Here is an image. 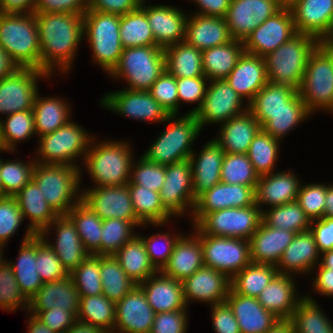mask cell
Returning a JSON list of instances; mask_svg holds the SVG:
<instances>
[{
	"label": "cell",
	"instance_id": "72",
	"mask_svg": "<svg viewBox=\"0 0 333 333\" xmlns=\"http://www.w3.org/2000/svg\"><path fill=\"white\" fill-rule=\"evenodd\" d=\"M140 4L141 0H89L88 10L122 16L136 10Z\"/></svg>",
	"mask_w": 333,
	"mask_h": 333
},
{
	"label": "cell",
	"instance_id": "77",
	"mask_svg": "<svg viewBox=\"0 0 333 333\" xmlns=\"http://www.w3.org/2000/svg\"><path fill=\"white\" fill-rule=\"evenodd\" d=\"M66 333H110L106 329L76 320Z\"/></svg>",
	"mask_w": 333,
	"mask_h": 333
},
{
	"label": "cell",
	"instance_id": "36",
	"mask_svg": "<svg viewBox=\"0 0 333 333\" xmlns=\"http://www.w3.org/2000/svg\"><path fill=\"white\" fill-rule=\"evenodd\" d=\"M299 181L294 174L281 172L259 176L255 189V203H269L272 207L297 200Z\"/></svg>",
	"mask_w": 333,
	"mask_h": 333
},
{
	"label": "cell",
	"instance_id": "78",
	"mask_svg": "<svg viewBox=\"0 0 333 333\" xmlns=\"http://www.w3.org/2000/svg\"><path fill=\"white\" fill-rule=\"evenodd\" d=\"M18 68L2 47H0V80Z\"/></svg>",
	"mask_w": 333,
	"mask_h": 333
},
{
	"label": "cell",
	"instance_id": "48",
	"mask_svg": "<svg viewBox=\"0 0 333 333\" xmlns=\"http://www.w3.org/2000/svg\"><path fill=\"white\" fill-rule=\"evenodd\" d=\"M119 33L123 48L156 46L146 13L140 6L120 17Z\"/></svg>",
	"mask_w": 333,
	"mask_h": 333
},
{
	"label": "cell",
	"instance_id": "59",
	"mask_svg": "<svg viewBox=\"0 0 333 333\" xmlns=\"http://www.w3.org/2000/svg\"><path fill=\"white\" fill-rule=\"evenodd\" d=\"M37 273L42 282L57 281L69 276L56 253L45 241L44 236L36 235Z\"/></svg>",
	"mask_w": 333,
	"mask_h": 333
},
{
	"label": "cell",
	"instance_id": "22",
	"mask_svg": "<svg viewBox=\"0 0 333 333\" xmlns=\"http://www.w3.org/2000/svg\"><path fill=\"white\" fill-rule=\"evenodd\" d=\"M154 316L143 289L136 285L116 303L114 326L121 333H150Z\"/></svg>",
	"mask_w": 333,
	"mask_h": 333
},
{
	"label": "cell",
	"instance_id": "21",
	"mask_svg": "<svg viewBox=\"0 0 333 333\" xmlns=\"http://www.w3.org/2000/svg\"><path fill=\"white\" fill-rule=\"evenodd\" d=\"M110 110L142 120L170 121L175 115H168L149 91L126 89L110 93L102 100Z\"/></svg>",
	"mask_w": 333,
	"mask_h": 333
},
{
	"label": "cell",
	"instance_id": "10",
	"mask_svg": "<svg viewBox=\"0 0 333 333\" xmlns=\"http://www.w3.org/2000/svg\"><path fill=\"white\" fill-rule=\"evenodd\" d=\"M298 94L309 112L333 106V64L319 46L309 57Z\"/></svg>",
	"mask_w": 333,
	"mask_h": 333
},
{
	"label": "cell",
	"instance_id": "76",
	"mask_svg": "<svg viewBox=\"0 0 333 333\" xmlns=\"http://www.w3.org/2000/svg\"><path fill=\"white\" fill-rule=\"evenodd\" d=\"M319 266V274L314 281V286L321 294L331 296L333 295V270L324 268L321 264Z\"/></svg>",
	"mask_w": 333,
	"mask_h": 333
},
{
	"label": "cell",
	"instance_id": "55",
	"mask_svg": "<svg viewBox=\"0 0 333 333\" xmlns=\"http://www.w3.org/2000/svg\"><path fill=\"white\" fill-rule=\"evenodd\" d=\"M259 175L247 154L225 153L222 168L221 182L227 184H239L256 189Z\"/></svg>",
	"mask_w": 333,
	"mask_h": 333
},
{
	"label": "cell",
	"instance_id": "65",
	"mask_svg": "<svg viewBox=\"0 0 333 333\" xmlns=\"http://www.w3.org/2000/svg\"><path fill=\"white\" fill-rule=\"evenodd\" d=\"M23 215L15 197H0V242L6 240L18 229Z\"/></svg>",
	"mask_w": 333,
	"mask_h": 333
},
{
	"label": "cell",
	"instance_id": "79",
	"mask_svg": "<svg viewBox=\"0 0 333 333\" xmlns=\"http://www.w3.org/2000/svg\"><path fill=\"white\" fill-rule=\"evenodd\" d=\"M266 333H295L290 319H280Z\"/></svg>",
	"mask_w": 333,
	"mask_h": 333
},
{
	"label": "cell",
	"instance_id": "17",
	"mask_svg": "<svg viewBox=\"0 0 333 333\" xmlns=\"http://www.w3.org/2000/svg\"><path fill=\"white\" fill-rule=\"evenodd\" d=\"M206 88L201 107L194 113L200 128L204 123H214L243 114L242 97L230 86L226 79L213 80Z\"/></svg>",
	"mask_w": 333,
	"mask_h": 333
},
{
	"label": "cell",
	"instance_id": "19",
	"mask_svg": "<svg viewBox=\"0 0 333 333\" xmlns=\"http://www.w3.org/2000/svg\"><path fill=\"white\" fill-rule=\"evenodd\" d=\"M287 5L297 33L318 40L333 35V0H290Z\"/></svg>",
	"mask_w": 333,
	"mask_h": 333
},
{
	"label": "cell",
	"instance_id": "43",
	"mask_svg": "<svg viewBox=\"0 0 333 333\" xmlns=\"http://www.w3.org/2000/svg\"><path fill=\"white\" fill-rule=\"evenodd\" d=\"M276 267L251 262L230 278V290L239 295L257 298L278 273L287 274Z\"/></svg>",
	"mask_w": 333,
	"mask_h": 333
},
{
	"label": "cell",
	"instance_id": "66",
	"mask_svg": "<svg viewBox=\"0 0 333 333\" xmlns=\"http://www.w3.org/2000/svg\"><path fill=\"white\" fill-rule=\"evenodd\" d=\"M159 235V236H158ZM156 236V238H155ZM145 245L146 252L148 254L149 260L151 264L154 266V268L158 271V273L164 268V266L168 263L169 257L171 256L173 252V248L179 237L176 238H169L168 234H157L154 236H151L149 239H145L140 237ZM163 239L164 247L158 244L159 241L157 239ZM158 244V245H156ZM166 246V247H165ZM163 248V249H162ZM162 250V251H160ZM164 250V251H163ZM160 258V261L158 262V259Z\"/></svg>",
	"mask_w": 333,
	"mask_h": 333
},
{
	"label": "cell",
	"instance_id": "74",
	"mask_svg": "<svg viewBox=\"0 0 333 333\" xmlns=\"http://www.w3.org/2000/svg\"><path fill=\"white\" fill-rule=\"evenodd\" d=\"M201 10L204 11L197 13L205 16H217V17H225L227 11L230 7L232 0H195Z\"/></svg>",
	"mask_w": 333,
	"mask_h": 333
},
{
	"label": "cell",
	"instance_id": "9",
	"mask_svg": "<svg viewBox=\"0 0 333 333\" xmlns=\"http://www.w3.org/2000/svg\"><path fill=\"white\" fill-rule=\"evenodd\" d=\"M248 207L226 208L206 213L195 226L202 234L250 240L262 222V211Z\"/></svg>",
	"mask_w": 333,
	"mask_h": 333
},
{
	"label": "cell",
	"instance_id": "63",
	"mask_svg": "<svg viewBox=\"0 0 333 333\" xmlns=\"http://www.w3.org/2000/svg\"><path fill=\"white\" fill-rule=\"evenodd\" d=\"M22 302L28 307L29 300L21 292L10 263L5 262L0 267V307L15 310Z\"/></svg>",
	"mask_w": 333,
	"mask_h": 333
},
{
	"label": "cell",
	"instance_id": "32",
	"mask_svg": "<svg viewBox=\"0 0 333 333\" xmlns=\"http://www.w3.org/2000/svg\"><path fill=\"white\" fill-rule=\"evenodd\" d=\"M51 224L57 227L56 245H50L63 267L70 274L89 255L82 244L72 220L67 215H58Z\"/></svg>",
	"mask_w": 333,
	"mask_h": 333
},
{
	"label": "cell",
	"instance_id": "5",
	"mask_svg": "<svg viewBox=\"0 0 333 333\" xmlns=\"http://www.w3.org/2000/svg\"><path fill=\"white\" fill-rule=\"evenodd\" d=\"M165 69L164 49L158 46H138L123 49L111 74L125 76L130 90L148 91Z\"/></svg>",
	"mask_w": 333,
	"mask_h": 333
},
{
	"label": "cell",
	"instance_id": "50",
	"mask_svg": "<svg viewBox=\"0 0 333 333\" xmlns=\"http://www.w3.org/2000/svg\"><path fill=\"white\" fill-rule=\"evenodd\" d=\"M115 313L116 304L103 294L80 297L77 320L99 326L112 333L111 328L115 329Z\"/></svg>",
	"mask_w": 333,
	"mask_h": 333
},
{
	"label": "cell",
	"instance_id": "54",
	"mask_svg": "<svg viewBox=\"0 0 333 333\" xmlns=\"http://www.w3.org/2000/svg\"><path fill=\"white\" fill-rule=\"evenodd\" d=\"M278 140L263 129L253 138L246 154L259 176L270 174L273 170L278 153Z\"/></svg>",
	"mask_w": 333,
	"mask_h": 333
},
{
	"label": "cell",
	"instance_id": "53",
	"mask_svg": "<svg viewBox=\"0 0 333 333\" xmlns=\"http://www.w3.org/2000/svg\"><path fill=\"white\" fill-rule=\"evenodd\" d=\"M305 103L297 93L286 107L279 112L269 115V120L261 127L266 133L273 138L280 139L292 127L294 128L299 122L309 115Z\"/></svg>",
	"mask_w": 333,
	"mask_h": 333
},
{
	"label": "cell",
	"instance_id": "18",
	"mask_svg": "<svg viewBox=\"0 0 333 333\" xmlns=\"http://www.w3.org/2000/svg\"><path fill=\"white\" fill-rule=\"evenodd\" d=\"M159 193L163 207L170 214H181L187 202L194 209L196 198L189 159L165 166V181Z\"/></svg>",
	"mask_w": 333,
	"mask_h": 333
},
{
	"label": "cell",
	"instance_id": "31",
	"mask_svg": "<svg viewBox=\"0 0 333 333\" xmlns=\"http://www.w3.org/2000/svg\"><path fill=\"white\" fill-rule=\"evenodd\" d=\"M202 150L196 162L193 153L189 158L195 198L221 182V168L225 155V152L215 140L207 143Z\"/></svg>",
	"mask_w": 333,
	"mask_h": 333
},
{
	"label": "cell",
	"instance_id": "14",
	"mask_svg": "<svg viewBox=\"0 0 333 333\" xmlns=\"http://www.w3.org/2000/svg\"><path fill=\"white\" fill-rule=\"evenodd\" d=\"M48 76L46 72L33 68H16L0 80V112L10 115L32 110L37 94V78Z\"/></svg>",
	"mask_w": 333,
	"mask_h": 333
},
{
	"label": "cell",
	"instance_id": "69",
	"mask_svg": "<svg viewBox=\"0 0 333 333\" xmlns=\"http://www.w3.org/2000/svg\"><path fill=\"white\" fill-rule=\"evenodd\" d=\"M186 309L157 313L150 333H185Z\"/></svg>",
	"mask_w": 333,
	"mask_h": 333
},
{
	"label": "cell",
	"instance_id": "51",
	"mask_svg": "<svg viewBox=\"0 0 333 333\" xmlns=\"http://www.w3.org/2000/svg\"><path fill=\"white\" fill-rule=\"evenodd\" d=\"M262 222L274 228L301 233L310 229L311 221L297 201L275 206L270 211L262 212Z\"/></svg>",
	"mask_w": 333,
	"mask_h": 333
},
{
	"label": "cell",
	"instance_id": "7",
	"mask_svg": "<svg viewBox=\"0 0 333 333\" xmlns=\"http://www.w3.org/2000/svg\"><path fill=\"white\" fill-rule=\"evenodd\" d=\"M89 149L85 154L86 165L97 187L123 186L129 182L133 164L126 144L105 142Z\"/></svg>",
	"mask_w": 333,
	"mask_h": 333
},
{
	"label": "cell",
	"instance_id": "52",
	"mask_svg": "<svg viewBox=\"0 0 333 333\" xmlns=\"http://www.w3.org/2000/svg\"><path fill=\"white\" fill-rule=\"evenodd\" d=\"M290 321L295 333H333L330 321L309 297L298 302Z\"/></svg>",
	"mask_w": 333,
	"mask_h": 333
},
{
	"label": "cell",
	"instance_id": "68",
	"mask_svg": "<svg viewBox=\"0 0 333 333\" xmlns=\"http://www.w3.org/2000/svg\"><path fill=\"white\" fill-rule=\"evenodd\" d=\"M89 0H36L34 13H69L84 15Z\"/></svg>",
	"mask_w": 333,
	"mask_h": 333
},
{
	"label": "cell",
	"instance_id": "80",
	"mask_svg": "<svg viewBox=\"0 0 333 333\" xmlns=\"http://www.w3.org/2000/svg\"><path fill=\"white\" fill-rule=\"evenodd\" d=\"M29 332L28 333H56L52 331L49 327L43 324L36 316L31 315L29 319Z\"/></svg>",
	"mask_w": 333,
	"mask_h": 333
},
{
	"label": "cell",
	"instance_id": "42",
	"mask_svg": "<svg viewBox=\"0 0 333 333\" xmlns=\"http://www.w3.org/2000/svg\"><path fill=\"white\" fill-rule=\"evenodd\" d=\"M166 70L175 78L205 77L202 51L185 41L164 49Z\"/></svg>",
	"mask_w": 333,
	"mask_h": 333
},
{
	"label": "cell",
	"instance_id": "23",
	"mask_svg": "<svg viewBox=\"0 0 333 333\" xmlns=\"http://www.w3.org/2000/svg\"><path fill=\"white\" fill-rule=\"evenodd\" d=\"M184 299L212 302V305L225 302L230 290V278L211 267L202 266L182 281Z\"/></svg>",
	"mask_w": 333,
	"mask_h": 333
},
{
	"label": "cell",
	"instance_id": "62",
	"mask_svg": "<svg viewBox=\"0 0 333 333\" xmlns=\"http://www.w3.org/2000/svg\"><path fill=\"white\" fill-rule=\"evenodd\" d=\"M326 191L327 186L322 184H309L299 188L296 201L310 219L311 225L315 219L324 217Z\"/></svg>",
	"mask_w": 333,
	"mask_h": 333
},
{
	"label": "cell",
	"instance_id": "11",
	"mask_svg": "<svg viewBox=\"0 0 333 333\" xmlns=\"http://www.w3.org/2000/svg\"><path fill=\"white\" fill-rule=\"evenodd\" d=\"M196 230L201 240L204 266L231 278L251 263L249 240L244 242L242 238L209 236Z\"/></svg>",
	"mask_w": 333,
	"mask_h": 333
},
{
	"label": "cell",
	"instance_id": "27",
	"mask_svg": "<svg viewBox=\"0 0 333 333\" xmlns=\"http://www.w3.org/2000/svg\"><path fill=\"white\" fill-rule=\"evenodd\" d=\"M232 40L224 17L196 14L187 20L184 41L200 51L224 45Z\"/></svg>",
	"mask_w": 333,
	"mask_h": 333
},
{
	"label": "cell",
	"instance_id": "56",
	"mask_svg": "<svg viewBox=\"0 0 333 333\" xmlns=\"http://www.w3.org/2000/svg\"><path fill=\"white\" fill-rule=\"evenodd\" d=\"M74 286L80 297L102 294V280L100 276V255L90 254L70 274Z\"/></svg>",
	"mask_w": 333,
	"mask_h": 333
},
{
	"label": "cell",
	"instance_id": "12",
	"mask_svg": "<svg viewBox=\"0 0 333 333\" xmlns=\"http://www.w3.org/2000/svg\"><path fill=\"white\" fill-rule=\"evenodd\" d=\"M296 34L291 9L285 4L245 38L244 51L264 58Z\"/></svg>",
	"mask_w": 333,
	"mask_h": 333
},
{
	"label": "cell",
	"instance_id": "30",
	"mask_svg": "<svg viewBox=\"0 0 333 333\" xmlns=\"http://www.w3.org/2000/svg\"><path fill=\"white\" fill-rule=\"evenodd\" d=\"M155 277L152 275L139 284L155 314L185 309L186 302L182 281L166 276L163 273L162 276ZM145 282H148V284Z\"/></svg>",
	"mask_w": 333,
	"mask_h": 333
},
{
	"label": "cell",
	"instance_id": "45",
	"mask_svg": "<svg viewBox=\"0 0 333 333\" xmlns=\"http://www.w3.org/2000/svg\"><path fill=\"white\" fill-rule=\"evenodd\" d=\"M74 223L85 249L92 255H100L102 222L81 200L66 214Z\"/></svg>",
	"mask_w": 333,
	"mask_h": 333
},
{
	"label": "cell",
	"instance_id": "60",
	"mask_svg": "<svg viewBox=\"0 0 333 333\" xmlns=\"http://www.w3.org/2000/svg\"><path fill=\"white\" fill-rule=\"evenodd\" d=\"M36 163L23 164L21 162H3L0 159V179L3 188V197H14L26 184L33 179Z\"/></svg>",
	"mask_w": 333,
	"mask_h": 333
},
{
	"label": "cell",
	"instance_id": "58",
	"mask_svg": "<svg viewBox=\"0 0 333 333\" xmlns=\"http://www.w3.org/2000/svg\"><path fill=\"white\" fill-rule=\"evenodd\" d=\"M134 222L122 219H105L102 222L100 255H114L126 242L135 236L131 233Z\"/></svg>",
	"mask_w": 333,
	"mask_h": 333
},
{
	"label": "cell",
	"instance_id": "47",
	"mask_svg": "<svg viewBox=\"0 0 333 333\" xmlns=\"http://www.w3.org/2000/svg\"><path fill=\"white\" fill-rule=\"evenodd\" d=\"M100 276L102 294L115 304L136 286L114 255H100Z\"/></svg>",
	"mask_w": 333,
	"mask_h": 333
},
{
	"label": "cell",
	"instance_id": "4",
	"mask_svg": "<svg viewBox=\"0 0 333 333\" xmlns=\"http://www.w3.org/2000/svg\"><path fill=\"white\" fill-rule=\"evenodd\" d=\"M79 170L76 165L45 164L36 162L33 180L41 190L46 202L58 215H66L73 206L81 201L71 203L78 191Z\"/></svg>",
	"mask_w": 333,
	"mask_h": 333
},
{
	"label": "cell",
	"instance_id": "13",
	"mask_svg": "<svg viewBox=\"0 0 333 333\" xmlns=\"http://www.w3.org/2000/svg\"><path fill=\"white\" fill-rule=\"evenodd\" d=\"M83 130L80 126L68 121L56 131L41 136L38 152L44 159L43 163L74 165L71 163L72 160L83 154L84 150L87 152L86 148L90 142Z\"/></svg>",
	"mask_w": 333,
	"mask_h": 333
},
{
	"label": "cell",
	"instance_id": "16",
	"mask_svg": "<svg viewBox=\"0 0 333 333\" xmlns=\"http://www.w3.org/2000/svg\"><path fill=\"white\" fill-rule=\"evenodd\" d=\"M81 200L102 220L117 218L142 224L135 215L128 184L88 189Z\"/></svg>",
	"mask_w": 333,
	"mask_h": 333
},
{
	"label": "cell",
	"instance_id": "71",
	"mask_svg": "<svg viewBox=\"0 0 333 333\" xmlns=\"http://www.w3.org/2000/svg\"><path fill=\"white\" fill-rule=\"evenodd\" d=\"M213 326L217 333H241L231 307L225 301L213 305Z\"/></svg>",
	"mask_w": 333,
	"mask_h": 333
},
{
	"label": "cell",
	"instance_id": "75",
	"mask_svg": "<svg viewBox=\"0 0 333 333\" xmlns=\"http://www.w3.org/2000/svg\"><path fill=\"white\" fill-rule=\"evenodd\" d=\"M36 0H0V13H34ZM30 8V9H29Z\"/></svg>",
	"mask_w": 333,
	"mask_h": 333
},
{
	"label": "cell",
	"instance_id": "39",
	"mask_svg": "<svg viewBox=\"0 0 333 333\" xmlns=\"http://www.w3.org/2000/svg\"><path fill=\"white\" fill-rule=\"evenodd\" d=\"M244 53L243 41L235 40L202 51L204 76L212 80H224L235 68Z\"/></svg>",
	"mask_w": 333,
	"mask_h": 333
},
{
	"label": "cell",
	"instance_id": "33",
	"mask_svg": "<svg viewBox=\"0 0 333 333\" xmlns=\"http://www.w3.org/2000/svg\"><path fill=\"white\" fill-rule=\"evenodd\" d=\"M244 112L224 122L220 138L215 139L225 153L246 154L261 129L253 114L249 110Z\"/></svg>",
	"mask_w": 333,
	"mask_h": 333
},
{
	"label": "cell",
	"instance_id": "8",
	"mask_svg": "<svg viewBox=\"0 0 333 333\" xmlns=\"http://www.w3.org/2000/svg\"><path fill=\"white\" fill-rule=\"evenodd\" d=\"M201 128L194 114L188 113L171 123L154 142L144 157L153 163L170 165L190 158L194 153L190 148Z\"/></svg>",
	"mask_w": 333,
	"mask_h": 333
},
{
	"label": "cell",
	"instance_id": "15",
	"mask_svg": "<svg viewBox=\"0 0 333 333\" xmlns=\"http://www.w3.org/2000/svg\"><path fill=\"white\" fill-rule=\"evenodd\" d=\"M284 5V0H232L224 17L232 38L244 41Z\"/></svg>",
	"mask_w": 333,
	"mask_h": 333
},
{
	"label": "cell",
	"instance_id": "49",
	"mask_svg": "<svg viewBox=\"0 0 333 333\" xmlns=\"http://www.w3.org/2000/svg\"><path fill=\"white\" fill-rule=\"evenodd\" d=\"M68 106L55 98H42L36 94L33 104L35 131L41 136L56 131L68 122Z\"/></svg>",
	"mask_w": 333,
	"mask_h": 333
},
{
	"label": "cell",
	"instance_id": "41",
	"mask_svg": "<svg viewBox=\"0 0 333 333\" xmlns=\"http://www.w3.org/2000/svg\"><path fill=\"white\" fill-rule=\"evenodd\" d=\"M121 268L126 275L135 282L141 284L158 271L151 264L145 245L140 236H135L126 242L115 254Z\"/></svg>",
	"mask_w": 333,
	"mask_h": 333
},
{
	"label": "cell",
	"instance_id": "1",
	"mask_svg": "<svg viewBox=\"0 0 333 333\" xmlns=\"http://www.w3.org/2000/svg\"><path fill=\"white\" fill-rule=\"evenodd\" d=\"M35 18L39 35L40 71L50 75L54 62L67 71L84 34L83 16L35 13Z\"/></svg>",
	"mask_w": 333,
	"mask_h": 333
},
{
	"label": "cell",
	"instance_id": "46",
	"mask_svg": "<svg viewBox=\"0 0 333 333\" xmlns=\"http://www.w3.org/2000/svg\"><path fill=\"white\" fill-rule=\"evenodd\" d=\"M127 184L135 215L142 224L151 222L160 225L169 219L171 214L163 207L159 192L133 183Z\"/></svg>",
	"mask_w": 333,
	"mask_h": 333
},
{
	"label": "cell",
	"instance_id": "44",
	"mask_svg": "<svg viewBox=\"0 0 333 333\" xmlns=\"http://www.w3.org/2000/svg\"><path fill=\"white\" fill-rule=\"evenodd\" d=\"M319 250L316 245L315 239L310 230L296 233L293 241L284 250L280 261L277 264L282 266L285 270L305 271L312 269L318 258Z\"/></svg>",
	"mask_w": 333,
	"mask_h": 333
},
{
	"label": "cell",
	"instance_id": "73",
	"mask_svg": "<svg viewBox=\"0 0 333 333\" xmlns=\"http://www.w3.org/2000/svg\"><path fill=\"white\" fill-rule=\"evenodd\" d=\"M315 226H310L319 252L323 253L333 249V218L323 217L317 220Z\"/></svg>",
	"mask_w": 333,
	"mask_h": 333
},
{
	"label": "cell",
	"instance_id": "70",
	"mask_svg": "<svg viewBox=\"0 0 333 333\" xmlns=\"http://www.w3.org/2000/svg\"><path fill=\"white\" fill-rule=\"evenodd\" d=\"M206 77L195 78H177V91L179 101L196 102L199 101V106L196 107L190 114H194L202 104L206 93Z\"/></svg>",
	"mask_w": 333,
	"mask_h": 333
},
{
	"label": "cell",
	"instance_id": "25",
	"mask_svg": "<svg viewBox=\"0 0 333 333\" xmlns=\"http://www.w3.org/2000/svg\"><path fill=\"white\" fill-rule=\"evenodd\" d=\"M295 236L293 231L269 227L261 222L249 240L251 262L277 266Z\"/></svg>",
	"mask_w": 333,
	"mask_h": 333
},
{
	"label": "cell",
	"instance_id": "40",
	"mask_svg": "<svg viewBox=\"0 0 333 333\" xmlns=\"http://www.w3.org/2000/svg\"><path fill=\"white\" fill-rule=\"evenodd\" d=\"M297 93L298 91L290 86L268 81L249 102L248 109L245 110H249L262 127L269 120V115L284 109L286 103Z\"/></svg>",
	"mask_w": 333,
	"mask_h": 333
},
{
	"label": "cell",
	"instance_id": "67",
	"mask_svg": "<svg viewBox=\"0 0 333 333\" xmlns=\"http://www.w3.org/2000/svg\"><path fill=\"white\" fill-rule=\"evenodd\" d=\"M43 324L56 333L66 331L76 322L77 316L64 308H52L46 311H31Z\"/></svg>",
	"mask_w": 333,
	"mask_h": 333
},
{
	"label": "cell",
	"instance_id": "38",
	"mask_svg": "<svg viewBox=\"0 0 333 333\" xmlns=\"http://www.w3.org/2000/svg\"><path fill=\"white\" fill-rule=\"evenodd\" d=\"M18 263L10 264L18 286L29 300L42 287L43 282L37 273L36 234L28 229L19 253Z\"/></svg>",
	"mask_w": 333,
	"mask_h": 333
},
{
	"label": "cell",
	"instance_id": "37",
	"mask_svg": "<svg viewBox=\"0 0 333 333\" xmlns=\"http://www.w3.org/2000/svg\"><path fill=\"white\" fill-rule=\"evenodd\" d=\"M294 283L289 274H277L257 297L264 309L278 319H290L301 299L294 298Z\"/></svg>",
	"mask_w": 333,
	"mask_h": 333
},
{
	"label": "cell",
	"instance_id": "34",
	"mask_svg": "<svg viewBox=\"0 0 333 333\" xmlns=\"http://www.w3.org/2000/svg\"><path fill=\"white\" fill-rule=\"evenodd\" d=\"M14 197L23 217L29 216L32 220L29 229L36 235L45 236L58 214L46 202L36 182L32 179Z\"/></svg>",
	"mask_w": 333,
	"mask_h": 333
},
{
	"label": "cell",
	"instance_id": "57",
	"mask_svg": "<svg viewBox=\"0 0 333 333\" xmlns=\"http://www.w3.org/2000/svg\"><path fill=\"white\" fill-rule=\"evenodd\" d=\"M4 123L0 122L2 150H12L14 142L27 139L36 132L32 110L10 114Z\"/></svg>",
	"mask_w": 333,
	"mask_h": 333
},
{
	"label": "cell",
	"instance_id": "64",
	"mask_svg": "<svg viewBox=\"0 0 333 333\" xmlns=\"http://www.w3.org/2000/svg\"><path fill=\"white\" fill-rule=\"evenodd\" d=\"M139 161L128 183L160 192L165 181V166L150 162L144 156Z\"/></svg>",
	"mask_w": 333,
	"mask_h": 333
},
{
	"label": "cell",
	"instance_id": "3",
	"mask_svg": "<svg viewBox=\"0 0 333 333\" xmlns=\"http://www.w3.org/2000/svg\"><path fill=\"white\" fill-rule=\"evenodd\" d=\"M319 46L311 35L297 33L264 57L269 82L299 90L310 55Z\"/></svg>",
	"mask_w": 333,
	"mask_h": 333
},
{
	"label": "cell",
	"instance_id": "6",
	"mask_svg": "<svg viewBox=\"0 0 333 333\" xmlns=\"http://www.w3.org/2000/svg\"><path fill=\"white\" fill-rule=\"evenodd\" d=\"M120 15L87 10L83 15L84 30L96 61L109 73L120 60L123 46L120 40Z\"/></svg>",
	"mask_w": 333,
	"mask_h": 333
},
{
	"label": "cell",
	"instance_id": "29",
	"mask_svg": "<svg viewBox=\"0 0 333 333\" xmlns=\"http://www.w3.org/2000/svg\"><path fill=\"white\" fill-rule=\"evenodd\" d=\"M79 301V293L69 275L61 280L44 282L37 293L29 299L28 310L46 311L52 308H64L77 316Z\"/></svg>",
	"mask_w": 333,
	"mask_h": 333
},
{
	"label": "cell",
	"instance_id": "2",
	"mask_svg": "<svg viewBox=\"0 0 333 333\" xmlns=\"http://www.w3.org/2000/svg\"><path fill=\"white\" fill-rule=\"evenodd\" d=\"M0 47L17 67L40 70L35 13H0Z\"/></svg>",
	"mask_w": 333,
	"mask_h": 333
},
{
	"label": "cell",
	"instance_id": "28",
	"mask_svg": "<svg viewBox=\"0 0 333 333\" xmlns=\"http://www.w3.org/2000/svg\"><path fill=\"white\" fill-rule=\"evenodd\" d=\"M226 80L241 97L247 96L250 102L268 82L265 59L244 51Z\"/></svg>",
	"mask_w": 333,
	"mask_h": 333
},
{
	"label": "cell",
	"instance_id": "20",
	"mask_svg": "<svg viewBox=\"0 0 333 333\" xmlns=\"http://www.w3.org/2000/svg\"><path fill=\"white\" fill-rule=\"evenodd\" d=\"M255 203L252 187L220 182L196 198L194 206L195 224L206 214L226 208L248 207Z\"/></svg>",
	"mask_w": 333,
	"mask_h": 333
},
{
	"label": "cell",
	"instance_id": "61",
	"mask_svg": "<svg viewBox=\"0 0 333 333\" xmlns=\"http://www.w3.org/2000/svg\"><path fill=\"white\" fill-rule=\"evenodd\" d=\"M168 115H175L178 110L177 78L166 69L148 90Z\"/></svg>",
	"mask_w": 333,
	"mask_h": 333
},
{
	"label": "cell",
	"instance_id": "24",
	"mask_svg": "<svg viewBox=\"0 0 333 333\" xmlns=\"http://www.w3.org/2000/svg\"><path fill=\"white\" fill-rule=\"evenodd\" d=\"M142 3L140 7L146 13L156 46L165 49L184 41L187 18L181 11L162 5L145 8Z\"/></svg>",
	"mask_w": 333,
	"mask_h": 333
},
{
	"label": "cell",
	"instance_id": "26",
	"mask_svg": "<svg viewBox=\"0 0 333 333\" xmlns=\"http://www.w3.org/2000/svg\"><path fill=\"white\" fill-rule=\"evenodd\" d=\"M225 301L231 307L241 333H266L280 320L264 309L257 298L239 295L229 290Z\"/></svg>",
	"mask_w": 333,
	"mask_h": 333
},
{
	"label": "cell",
	"instance_id": "35",
	"mask_svg": "<svg viewBox=\"0 0 333 333\" xmlns=\"http://www.w3.org/2000/svg\"><path fill=\"white\" fill-rule=\"evenodd\" d=\"M202 266H204V260L199 236L188 237V239L180 236L174 245L168 263L160 273L183 281Z\"/></svg>",
	"mask_w": 333,
	"mask_h": 333
}]
</instances>
